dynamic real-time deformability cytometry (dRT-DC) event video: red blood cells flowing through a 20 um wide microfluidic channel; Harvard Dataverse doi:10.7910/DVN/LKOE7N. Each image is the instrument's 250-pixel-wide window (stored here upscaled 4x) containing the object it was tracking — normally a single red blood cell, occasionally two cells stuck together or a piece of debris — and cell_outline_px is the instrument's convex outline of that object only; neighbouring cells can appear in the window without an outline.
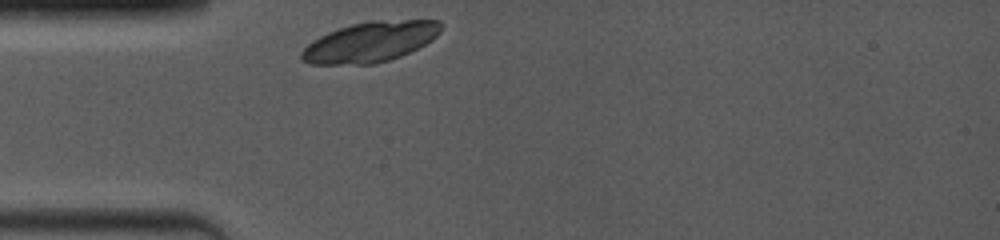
{"species": "common noctule bat (a hibernating species)", "species_latin": "Nyctalus noctula", "temperature_condition": "room temperature", "stored_images_in_passage": 4, "camera_frame_rate_fps": 4000, "um_per_image_px": 0.085, "animal": {"sex": "female", "body_mass_g": 19.0, "forearm_length_mm": 53.3}, "frame": {"image": 1, "passage_image": 1, "time_ms": 0.0, "image_size_px": [1000, 240], "cell_outline_px": [[444, 24], [440, 32], [432, 40], [400, 56], [376, 64], [308, 64], [300, 60], [300, 52], [312, 40], [328, 32], [352, 24], [372, 20], [440, 20]], "centroid_in_image_um": [31.46, 3.56], "position_along_channel_um": 53.5, "area_um2": 32.77}}